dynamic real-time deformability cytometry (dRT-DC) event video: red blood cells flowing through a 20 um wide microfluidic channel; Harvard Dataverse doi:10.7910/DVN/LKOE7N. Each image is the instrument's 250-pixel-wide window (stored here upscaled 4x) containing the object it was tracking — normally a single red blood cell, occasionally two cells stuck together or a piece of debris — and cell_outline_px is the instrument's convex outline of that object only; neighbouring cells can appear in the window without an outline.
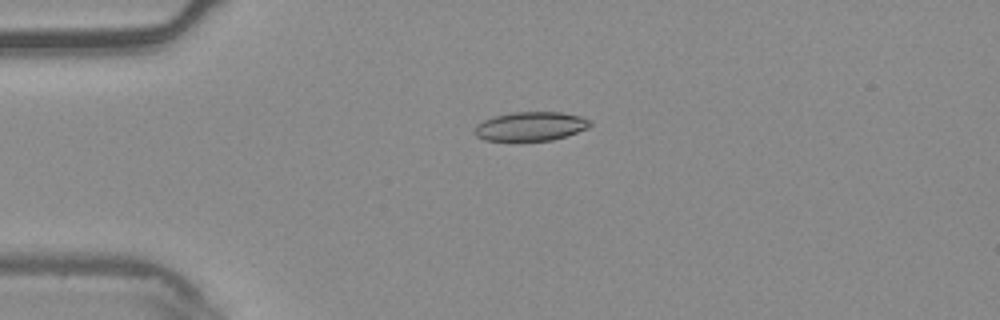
{"species": "common noctule bat (a hibernating species)", "species_latin": "Nyctalus noctula", "temperature_condition": "warm", "stored_images_in_passage": 2, "camera_frame_rate_fps": 3000, "um_per_image_px": 0.085, "animal": {"sex": "male", "body_mass_g": 20.4}, "frame": {"image": 1, "passage_image": 1, "time_ms": 0.0, "image_size_px": [1000, 320], "cell_outline_px": [[592, 124], [588, 128], [552, 140], [484, 140], [476, 136], [472, 132], [476, 124], [484, 120], [496, 116], [512, 112], [560, 112], [580, 116], [592, 120]], "centroid_in_image_um": [45.09, 10.73], "position_along_channel_um": 39.9, "area_um2": 19.42}}